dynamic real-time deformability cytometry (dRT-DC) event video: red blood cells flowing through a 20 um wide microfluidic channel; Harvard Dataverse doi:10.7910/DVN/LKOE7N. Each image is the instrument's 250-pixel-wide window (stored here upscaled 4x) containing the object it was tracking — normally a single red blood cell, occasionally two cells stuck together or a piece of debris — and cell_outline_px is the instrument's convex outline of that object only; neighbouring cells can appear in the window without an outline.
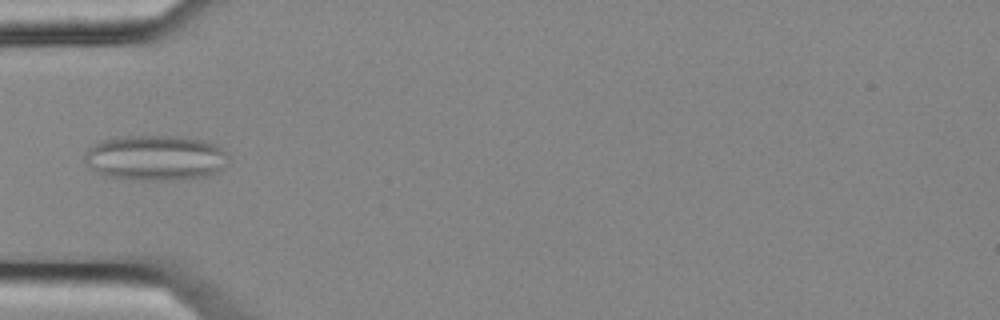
{"species": "common noctule bat (a hibernating species)", "species_latin": "Nyctalus noctula", "temperature_condition": "cold", "stored_images_in_passage": 6, "camera_frame_rate_fps": 3000, "um_per_image_px": 0.085, "animal": {"sex": "female", "body_mass_g": 25.1}, "frame": {"image": 1, "passage_image": 6, "time_ms": 1.667, "image_size_px": [1000, 320], "cell_outline_px": [[228, 164], [224, 168], [208, 176], [172, 180], [144, 180], [108, 176], [96, 172], [88, 168], [84, 160], [84, 152], [96, 140], [120, 136], [176, 136], [204, 140], [216, 144], [228, 156]], "centroid_in_image_um": [13.18, 13.4], "position_along_channel_um": 71.8, "area_um2": 38.49}}